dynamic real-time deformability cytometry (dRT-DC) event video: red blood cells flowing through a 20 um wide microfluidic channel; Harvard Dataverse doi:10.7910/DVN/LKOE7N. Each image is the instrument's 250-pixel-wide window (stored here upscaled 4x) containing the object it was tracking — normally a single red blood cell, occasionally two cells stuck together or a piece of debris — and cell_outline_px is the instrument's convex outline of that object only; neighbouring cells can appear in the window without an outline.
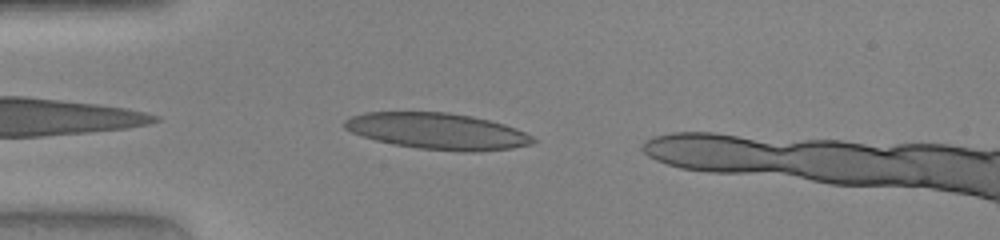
{"species": "human", "species_latin": "Homo sapiens", "temperature_condition": "warm", "stored_images_in_passage": 31, "camera_frame_rate_fps": 3000, "um_per_image_px": 0.085, "donor": {"sex": "female"}, "frame": {"image": 1, "passage_image": 2, "time_ms": 0.333, "image_size_px": [1000, 240], "cell_outline_px": [[540, 140], [532, 144], [512, 148], [472, 152], [460, 152], [416, 148], [392, 144], [376, 140], [352, 132], [344, 128], [344, 120], [352, 116], [364, 112], [448, 112], [472, 116], [504, 124], [516, 128]], "centroid_in_image_um": [37.21, 11.15], "position_along_channel_um": 47.8, "area_um2": 40.0}}
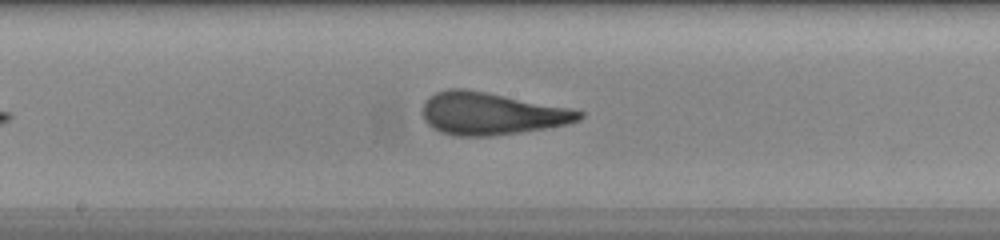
{"frame": {"image": 2, "passage_image": 14, "time_ms": 4.333, "image_size_px": [1000, 240], "cell_outline_px": [[584, 116], [580, 120], [568, 124], [544, 128], [492, 136], [456, 136], [440, 132], [432, 128], [424, 120], [420, 112], [420, 108], [424, 100], [428, 96], [436, 92], [448, 88], [464, 88], [572, 108], [584, 112]], "centroid_in_image_um": [41.7, 9.65], "position_along_channel_um": 206.5, "area_um2": 39.07}}
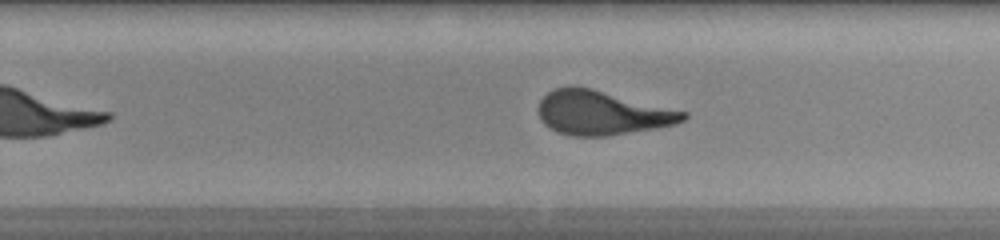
{"frame": {"image": 3, "passage_image": 19, "time_ms": 6.0, "image_size_px": [1000, 240], "cell_outline_px": [[688, 116], [684, 120], [676, 124], [656, 128], [604, 136], [568, 136], [556, 132], [544, 124], [540, 120], [536, 108], [540, 100], [548, 92], [556, 88], [592, 88], [688, 112]], "centroid_in_image_um": [51.16, 9.61], "position_along_channel_um": 278.6, "area_um2": 37.17}}